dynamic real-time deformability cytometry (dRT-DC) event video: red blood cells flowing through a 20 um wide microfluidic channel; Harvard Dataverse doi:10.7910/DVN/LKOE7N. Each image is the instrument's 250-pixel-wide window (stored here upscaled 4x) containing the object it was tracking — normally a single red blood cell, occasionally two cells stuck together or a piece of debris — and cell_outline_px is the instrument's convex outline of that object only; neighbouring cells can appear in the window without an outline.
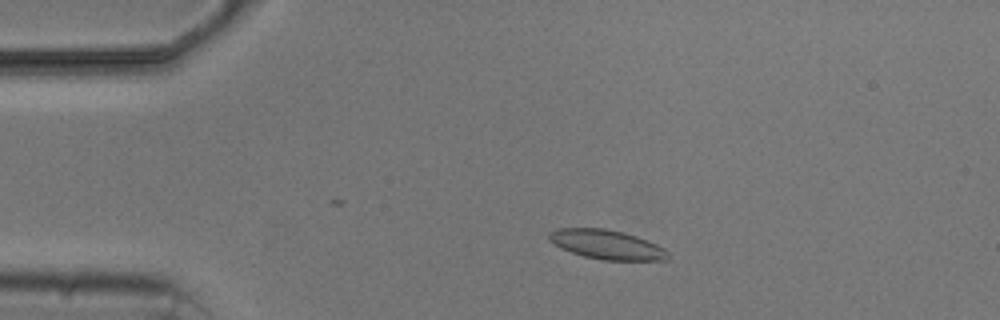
{"species": "common noctule bat (a hibernating species)", "species_latin": "Nyctalus noctula", "temperature_condition": "cold", "stored_images_in_passage": 4, "camera_frame_rate_fps": 3000, "um_per_image_px": 0.085, "animal": {"sex": "male", "body_mass_g": 20.5, "forearm_length_mm": 52.5}, "frame": {"image": 1, "passage_image": 3, "time_ms": 2.333, "image_size_px": [1000, 320], "cell_outline_px": [[668, 260], [600, 260], [584, 256], [560, 248], [548, 240], [548, 232], [556, 228], [604, 228], [636, 236], [648, 240], [664, 248], [668, 252]], "centroid_in_image_um": [51.54, 20.78], "position_along_channel_um": 33.5, "area_um2": 20.35}}